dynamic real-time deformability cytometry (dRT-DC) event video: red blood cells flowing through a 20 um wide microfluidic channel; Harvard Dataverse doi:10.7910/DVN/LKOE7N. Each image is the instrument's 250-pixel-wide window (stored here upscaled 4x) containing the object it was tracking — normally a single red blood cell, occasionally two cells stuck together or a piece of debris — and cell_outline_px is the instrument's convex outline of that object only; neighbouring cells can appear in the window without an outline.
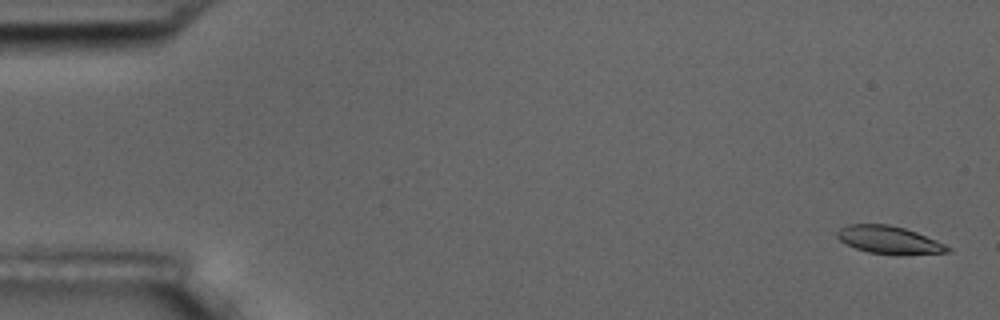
{"species": "common noctule bat (a hibernating species)", "species_latin": "Nyctalus noctula", "temperature_condition": "room temperature", "stored_images_in_passage": 57, "camera_frame_rate_fps": 3000, "um_per_image_px": 0.085, "animal": {"sex": "male", "body_mass_g": 17.5, "forearm_length_mm": 52.3}, "frame": {"image": 1, "passage_image": 2, "time_ms": 0.333, "image_size_px": [1000, 320], "cell_outline_px": [[952, 248], [948, 252], [896, 256], [868, 252], [856, 248], [840, 240], [836, 236], [836, 232], [840, 228], [848, 224], [888, 224], [904, 228], [916, 232], [936, 240]], "centroid_in_image_um": [75.58, 20.41], "position_along_channel_um": 9.4, "area_um2": 17.98}}
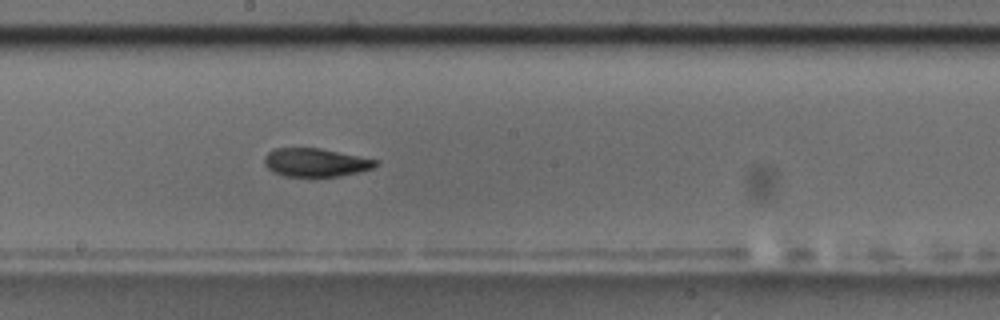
{"frame": {"image": 2, "passage_image": 31, "time_ms": 10.0, "image_size_px": [1000, 320], "cell_outline_px": [[380, 164], [372, 168], [360, 172], [340, 176], [284, 176], [272, 172], [264, 164], [264, 156], [268, 152], [276, 148], [320, 148], [380, 160]], "centroid_in_image_um": [26.85, 13.81], "position_along_channel_um": 221.4, "area_um2": 18.55}}
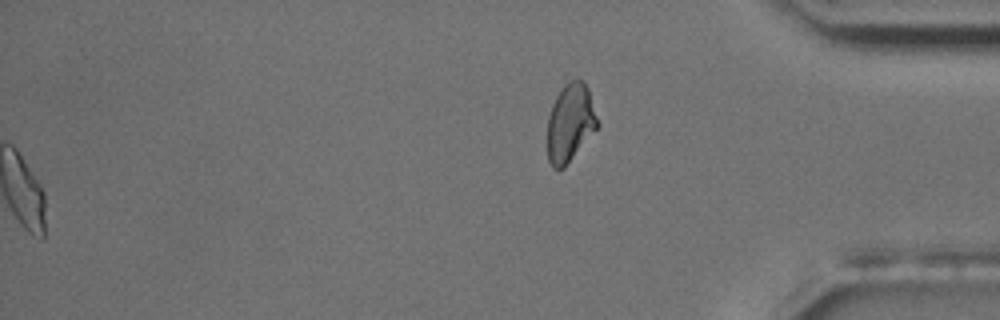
{"frame": {"image": 3, "passage_image": 57, "time_ms": 18.667, "image_size_px": [1000, 320], "cell_outline_px": [[600, 124], [564, 168], [552, 168], [548, 160], [548, 116], [552, 104], [556, 96], [564, 84], [576, 76], [584, 80], [588, 88]], "centroid_in_image_um": [48.48, 10.39], "position_along_channel_um": 386.7, "area_um2": 22.95}, "authors_computed_cell_mechanics": {"area_um2": 18.9006, "velocity_mm_per_s": 3.6193, "shape_relaxation_time_tau1_ms": 5.7555, "shape_relaxation_time_tau2_ms": 2.7938, "deformation_change_tau1": 0.1611, "deformation_change_tau2": 0.0873}}